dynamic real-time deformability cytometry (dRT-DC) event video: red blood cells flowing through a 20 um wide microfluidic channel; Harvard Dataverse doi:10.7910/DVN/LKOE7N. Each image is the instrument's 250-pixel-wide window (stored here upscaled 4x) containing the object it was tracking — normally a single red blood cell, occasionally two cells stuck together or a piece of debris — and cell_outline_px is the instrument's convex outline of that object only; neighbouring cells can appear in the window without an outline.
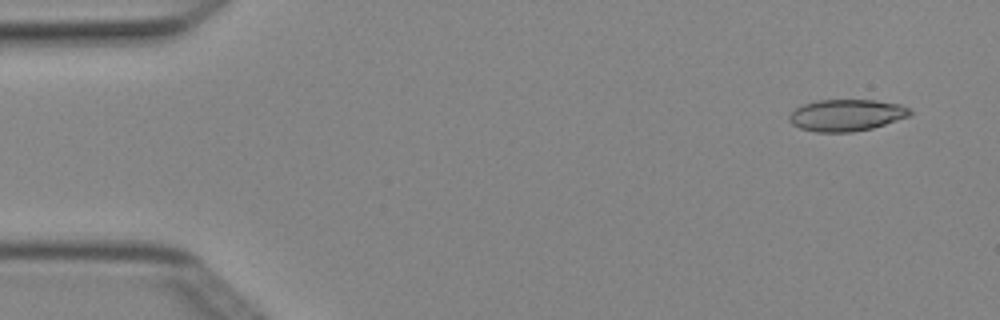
{"species": "Egyptian fruit bat (a non-hibernating species)", "species_latin": "Rousettus aegyptiacus", "temperature_condition": "cold", "stored_images_in_passage": 4, "camera_frame_rate_fps": 3000, "um_per_image_px": 0.085, "animal": {"sex": "female"}, "frame": {"image": 1, "passage_image": 1, "time_ms": 0.0, "image_size_px": [1000, 320], "cell_outline_px": [[912, 116], [872, 128], [852, 132], [816, 132], [800, 128], [792, 124], [788, 120], [788, 116], [796, 108], [804, 104], [820, 100], [876, 100], [900, 104], [908, 108], [912, 112]], "centroid_in_image_um": [71.97, 9.79], "position_along_channel_um": 13.0, "area_um2": 22.37}}
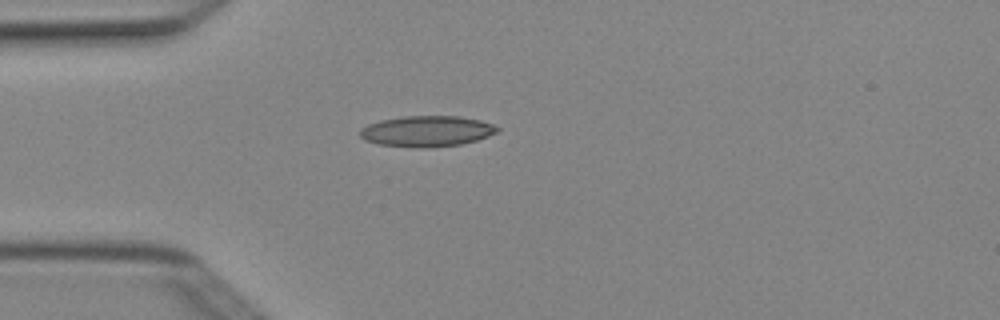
{"frame": {"image": 2, "passage_image": 4, "time_ms": 1.0, "image_size_px": [1000, 320], "cell_outline_px": [[500, 128], [496, 132], [488, 136], [476, 140], [460, 144], [428, 148], [416, 148], [380, 144], [364, 140], [360, 136], [360, 128], [368, 124], [380, 120], [404, 116], [460, 116], [480, 120], [492, 124]], "centroid_in_image_um": [36.26, 11.15], "position_along_channel_um": 48.7, "area_um2": 24.68}}